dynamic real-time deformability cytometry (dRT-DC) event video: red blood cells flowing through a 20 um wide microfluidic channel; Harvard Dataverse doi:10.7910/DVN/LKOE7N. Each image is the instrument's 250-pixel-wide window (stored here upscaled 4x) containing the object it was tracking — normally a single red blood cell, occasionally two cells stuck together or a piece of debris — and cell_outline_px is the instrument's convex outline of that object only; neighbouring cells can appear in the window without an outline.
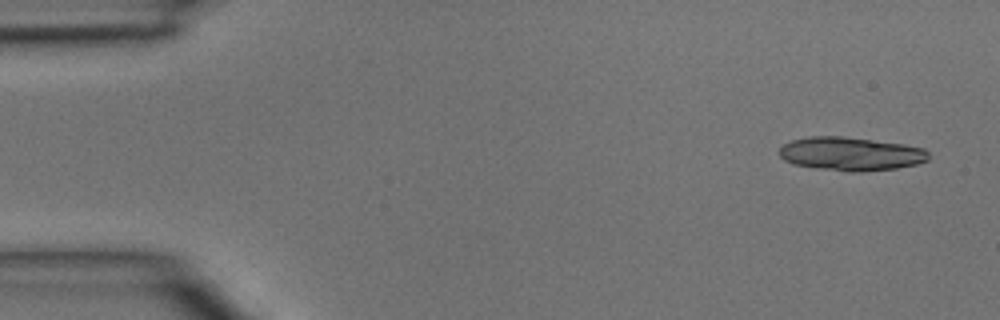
{"species": "common noctule bat (a hibernating species)", "species_latin": "Nyctalus noctula", "temperature_condition": "room temperature", "stored_images_in_passage": 6, "segment_of_instrument_passage": [1, 2], "camera_frame_rate_fps": 3000, "um_per_image_px": 0.085, "animal": {"sex": "male", "body_mass_g": 15.6}, "frame": {"image": 1, "passage_image": 1, "time_ms": 0.0, "image_size_px": [1000, 320], "cell_outline_px": [[928, 160], [916, 164], [896, 168], [860, 172], [852, 172], [816, 168], [792, 164], [784, 160], [780, 156], [780, 148], [784, 144], [792, 140], [808, 136], [840, 136], [904, 144], [924, 148], [928, 152]], "centroid_in_image_um": [72.3, 13.08], "position_along_channel_um": 12.7, "area_um2": 29.13}}